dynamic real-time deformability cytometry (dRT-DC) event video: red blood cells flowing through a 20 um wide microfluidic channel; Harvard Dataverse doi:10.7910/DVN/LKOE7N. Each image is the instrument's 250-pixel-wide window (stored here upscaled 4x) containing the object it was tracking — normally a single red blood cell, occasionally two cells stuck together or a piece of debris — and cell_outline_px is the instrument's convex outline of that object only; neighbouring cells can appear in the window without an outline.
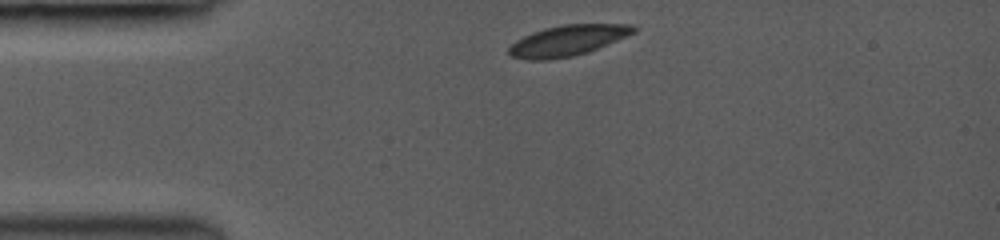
{"species": "common noctule bat (a hibernating species)", "species_latin": "Nyctalus noctula", "temperature_condition": "room temperature", "stored_images_in_passage": 7, "camera_frame_rate_fps": 3000, "um_per_image_px": 0.085, "animal": {"sex": "female", "body_mass_g": 19.0, "forearm_length_mm": 53.3}, "frame": {"image": 1, "passage_image": 1, "time_ms": 0.0, "image_size_px": [1000, 240], "cell_outline_px": [[636, 32], [588, 52], [572, 56], [548, 60], [528, 60], [508, 56], [508, 48], [516, 40], [532, 32], [544, 28], [564, 24], [636, 24]], "centroid_in_image_um": [48.23, 3.44], "position_along_channel_um": 36.8, "area_um2": 22.37}}
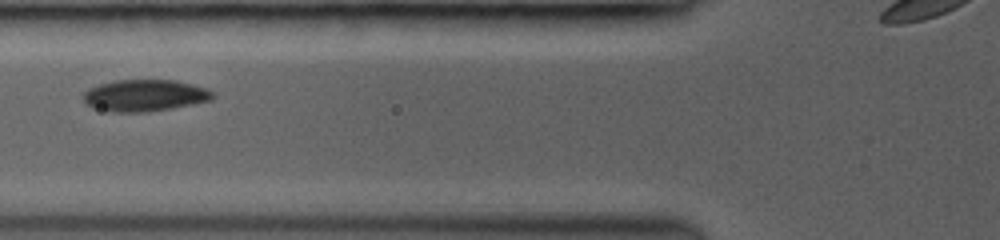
{"frame": {"image": 2, "passage_image": 4, "time_ms": 2.667, "image_size_px": [1000, 240], "cell_outline_px": [[216, 96], [212, 100], [172, 108], [148, 112], [112, 112], [92, 108], [84, 100], [84, 92], [88, 88], [100, 84], [116, 80], [176, 80], [192, 84], [204, 88], [212, 92]], "centroid_in_image_um": [12.3, 8.12], "position_along_channel_um": 113.5, "area_um2": 23.93}}
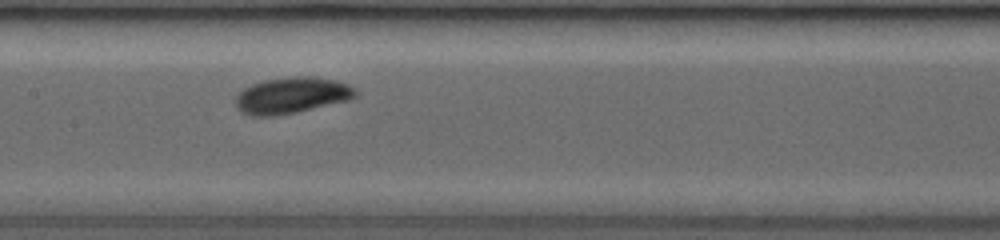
{"frame": {"image": 3, "passage_image": 6, "time_ms": 4.333, "image_size_px": [1000, 240], "cell_outline_px": [[356, 96], [348, 100], [296, 112], [276, 116], [252, 116], [240, 112], [236, 108], [236, 96], [244, 88], [252, 84], [264, 80], [296, 76], [312, 76], [336, 80], [348, 84], [356, 88]], "centroid_in_image_um": [24.78, 8.11], "position_along_channel_um": 182.6, "area_um2": 25.32}}